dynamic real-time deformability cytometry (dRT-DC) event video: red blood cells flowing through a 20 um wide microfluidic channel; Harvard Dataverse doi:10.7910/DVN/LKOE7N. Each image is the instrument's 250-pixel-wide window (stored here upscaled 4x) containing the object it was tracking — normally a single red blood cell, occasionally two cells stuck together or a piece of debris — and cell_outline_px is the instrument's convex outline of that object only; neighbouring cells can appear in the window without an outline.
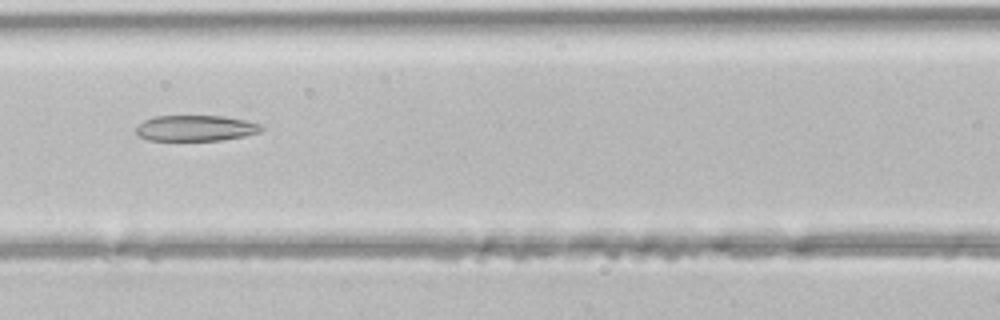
{"species": "common noctule bat (a hibernating species)", "species_latin": "Nyctalus noctula", "temperature_condition": "room temperature", "stored_images_in_passage": 30, "camera_frame_rate_fps": 3000, "um_per_image_px": 0.085, "animal": {"sex": "male", "body_mass_g": 21.5, "forearm_length_mm": 52.0}, "frame": {"image": 1, "passage_image": 8, "time_ms": 2.333, "image_size_px": [1000, 320], "cell_outline_px": [[264, 128], [260, 132], [244, 136], [220, 140], [148, 140], [140, 136], [136, 132], [136, 124], [144, 120], [156, 116], [224, 116], [264, 124]], "centroid_in_image_um": [16.65, 10.88], "position_along_channel_um": 150.0, "area_um2": 18.9}}
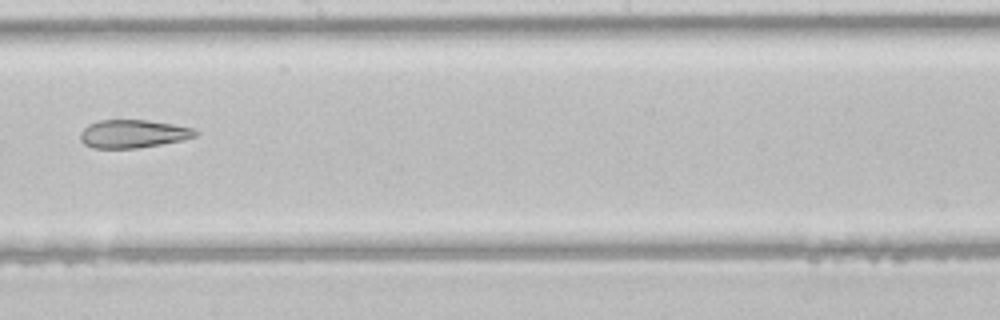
{"frame": {"image": 2, "passage_image": 14, "time_ms": 4.333, "image_size_px": [1000, 320], "cell_outline_px": [[200, 132], [196, 136], [184, 140], [136, 148], [92, 148], [84, 144], [80, 140], [80, 132], [88, 124], [96, 120], [144, 120], [172, 124], [192, 128]], "centroid_in_image_um": [11.28, 11.37], "position_along_channel_um": 236.9, "area_um2": 18.9}}
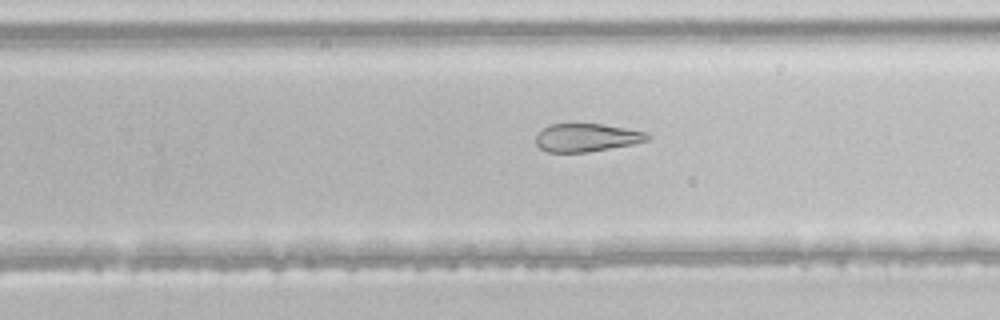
{"frame": {"image": 3, "passage_image": 17, "time_ms": 5.333, "image_size_px": [1000, 320], "cell_outline_px": [[652, 136], [648, 140], [632, 144], [588, 152], [548, 152], [540, 148], [536, 144], [536, 136], [548, 124], [604, 124], [648, 132]], "centroid_in_image_um": [49.89, 11.69], "position_along_channel_um": 279.9, "area_um2": 18.26}}